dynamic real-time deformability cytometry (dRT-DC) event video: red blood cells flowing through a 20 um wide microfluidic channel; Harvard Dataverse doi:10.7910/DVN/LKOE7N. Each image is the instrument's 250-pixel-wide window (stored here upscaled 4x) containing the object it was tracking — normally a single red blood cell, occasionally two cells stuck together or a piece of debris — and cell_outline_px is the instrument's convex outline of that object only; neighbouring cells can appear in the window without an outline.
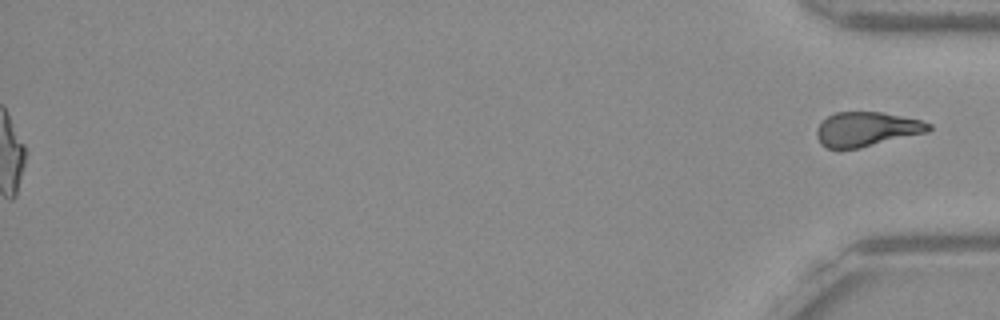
{"species": "Egyptian fruit bat (a non-hibernating species)", "species_latin": "Rousettus aegyptiacus", "temperature_condition": "warm", "stored_images_in_passage": 41, "segment_of_instrument_passage": [2, 2], "camera_frame_rate_fps": 3000, "um_per_image_px": 0.085, "frame": {"image": 1, "passage_image": 41, "time_ms": 13.333, "image_size_px": [1000, 320], "cell_outline_px": [[932, 128], [928, 132], [860, 148], [828, 148], [820, 144], [816, 136], [816, 128], [828, 116], [836, 112], [880, 112], [920, 120], [932, 124]], "centroid_in_image_um": [73.66, 10.98], "position_along_channel_um": 361.5, "area_um2": 22.37}}